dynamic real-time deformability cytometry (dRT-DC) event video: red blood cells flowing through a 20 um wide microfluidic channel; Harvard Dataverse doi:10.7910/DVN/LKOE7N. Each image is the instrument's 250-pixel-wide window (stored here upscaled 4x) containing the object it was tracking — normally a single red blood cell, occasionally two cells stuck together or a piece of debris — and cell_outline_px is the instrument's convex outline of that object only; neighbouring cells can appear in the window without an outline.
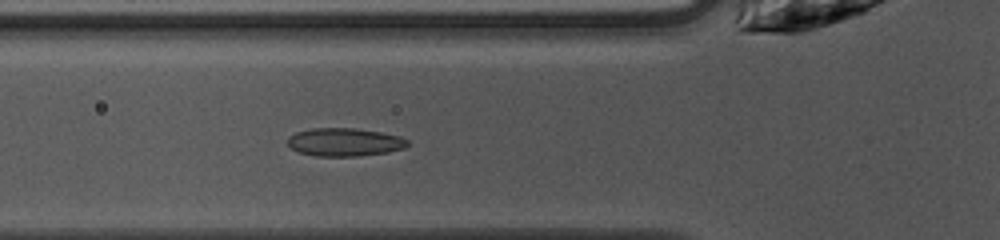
{"species": "common noctule bat (a hibernating species)", "species_latin": "Nyctalus noctula", "temperature_condition": "warm", "stored_images_in_passage": 37, "camera_frame_rate_fps": 3000, "um_per_image_px": 0.085, "animal": {"sex": "female", "body_mass_g": 10.0, "forearm_length_mm": 53.1}, "frame": {"image": 1, "passage_image": 5, "time_ms": 1.333, "image_size_px": [1000, 240], "cell_outline_px": [[408, 144], [404, 148], [388, 152], [356, 156], [316, 156], [300, 152], [292, 148], [288, 144], [288, 136], [296, 132], [312, 128], [356, 128], [380, 132], [400, 136], [408, 140]], "centroid_in_image_um": [29.29, 12.07], "position_along_channel_um": 96.5, "area_um2": 19.59}}
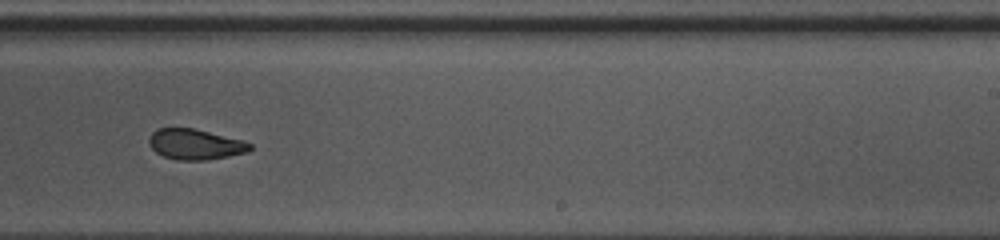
{"frame": {"image": 2, "passage_image": 18, "time_ms": 5.667, "image_size_px": [1000, 240], "cell_outline_px": [[252, 148], [248, 152], [208, 160], [176, 160], [164, 156], [156, 152], [148, 144], [148, 140], [152, 132], [156, 128], [196, 128], [244, 140], [252, 144]], "centroid_in_image_um": [16.61, 12.26], "position_along_channel_um": 272.4, "area_um2": 18.21}}
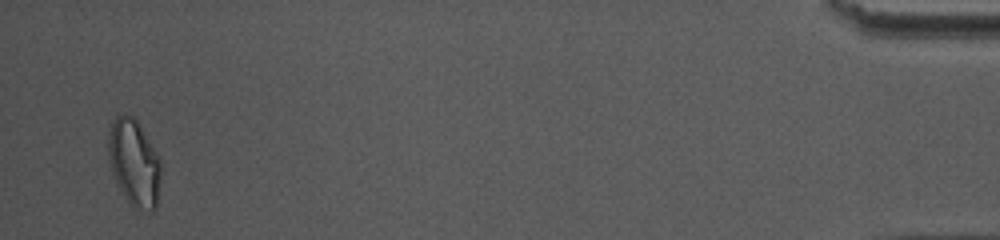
{"frame": {"image": 3, "passage_image": 36, "time_ms": 11.667, "image_size_px": [1000, 240], "cell_outline_px": [[160, 176], [156, 208], [152, 212], [136, 208], [128, 204], [116, 184], [108, 160], [108, 132], [112, 120], [116, 116], [124, 112], [132, 116], [140, 124], [156, 152], [160, 160]], "centroid_in_image_um": [11.37, 13.83], "position_along_channel_um": 423.8, "area_um2": 26.93}, "authors_computed_cell_mechanics": {"area_um2": 19.074, "velocity_mm_per_s": 4.0523, "shape_relaxation_time_tau1_ms": 5.8354, "shape_relaxation_time_tau2_ms": 1.894, "deformation_change_tau1": 0.1425, "deformation_change_tau2": 0.0646}}